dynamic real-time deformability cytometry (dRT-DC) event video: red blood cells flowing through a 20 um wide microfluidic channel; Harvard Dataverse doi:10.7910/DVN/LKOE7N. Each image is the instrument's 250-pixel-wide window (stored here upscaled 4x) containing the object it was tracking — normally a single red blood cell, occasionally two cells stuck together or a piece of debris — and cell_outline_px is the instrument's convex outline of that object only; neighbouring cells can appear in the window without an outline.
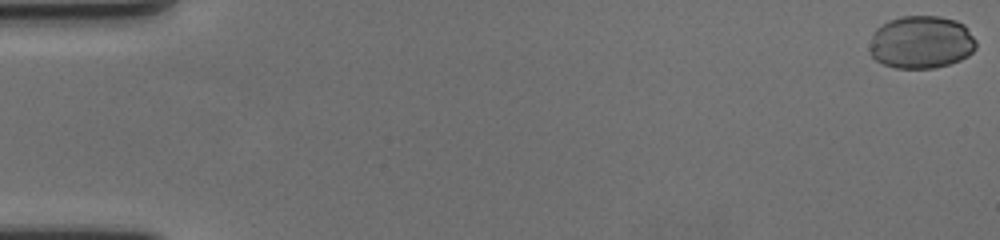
{"species": "human", "species_latin": "Homo sapiens", "temperature_condition": "cold", "stored_images_in_passage": 61, "camera_frame_rate_fps": 3000, "um_per_image_px": 0.085, "donor": {"sex": "female"}, "frame": {"image": 1, "passage_image": 1, "time_ms": 0.0, "image_size_px": [1000, 240], "cell_outline_px": [[976, 48], [968, 56], [960, 60], [936, 68], [896, 68], [884, 64], [876, 60], [868, 52], [868, 48], [872, 36], [876, 28], [888, 20], [900, 16], [940, 16], [956, 20], [964, 24], [976, 40]], "centroid_in_image_um": [78.3, 3.58], "position_along_channel_um": 6.7, "area_um2": 33.12}}
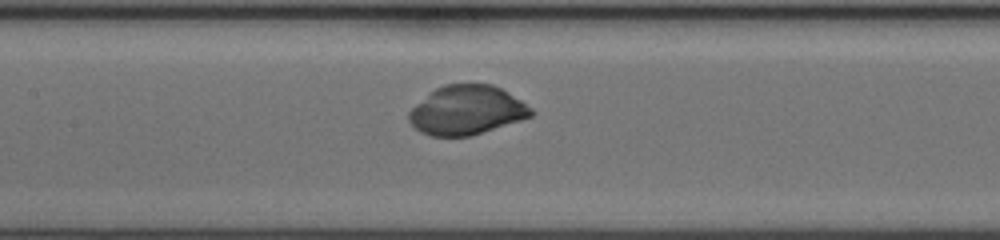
{"frame": {"image": 2, "passage_image": 30, "time_ms": 9.667, "image_size_px": [1000, 240], "cell_outline_px": [[536, 112], [532, 116], [520, 120], [468, 136], [432, 136], [420, 132], [408, 120], [408, 112], [428, 92], [444, 84], [492, 84], [500, 88], [520, 100], [532, 108]], "centroid_in_image_um": [39.64, 9.36], "position_along_channel_um": 167.8, "area_um2": 34.74}}
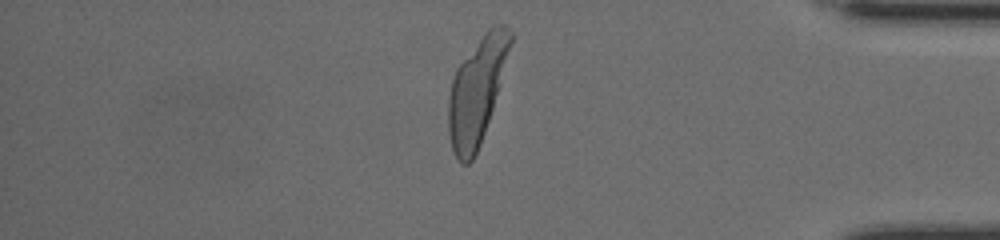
{"frame": {"image": 3, "passage_image": 52, "time_ms": 17.0, "image_size_px": [1000, 240], "cell_outline_px": [[512, 40], [492, 108], [480, 144], [472, 160], [468, 164], [460, 164], [456, 160], [452, 148], [448, 132], [448, 96], [452, 80], [456, 68], [484, 32], [488, 28], [496, 24], [504, 24], [512, 32]], "centroid_in_image_um": [40.49, 7.74], "position_along_channel_um": 394.7, "area_um2": 37.57}, "authors_computed_cell_mechanics": {"area_um2": 35.6048, "velocity_mm_per_s": 3.4927, "shape_relaxation_time_tau1_ms": 3.0627, "shape_relaxation_time_tau2_ms": null, "deformation_change_tau1": 0.164, "deformation_change_tau2": null}}